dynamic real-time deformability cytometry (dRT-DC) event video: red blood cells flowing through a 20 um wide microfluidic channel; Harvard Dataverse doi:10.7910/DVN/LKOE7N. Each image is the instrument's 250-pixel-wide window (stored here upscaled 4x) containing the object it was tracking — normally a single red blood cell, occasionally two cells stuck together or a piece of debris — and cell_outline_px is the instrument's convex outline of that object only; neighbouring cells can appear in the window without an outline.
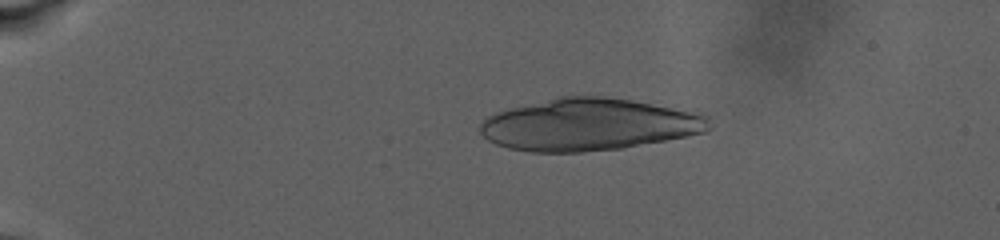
{"species": "human", "species_latin": "Homo sapiens", "temperature_condition": "warm", "stored_images_in_passage": 32, "camera_frame_rate_fps": 3000, "um_per_image_px": 0.085, "donor": {"sex": "male"}, "frame": {"image": 1, "passage_image": 17, "time_ms": 5.333, "image_size_px": [1000, 240], "cell_outline_px": [[712, 128], [708, 132], [624, 148], [580, 152], [528, 152], [508, 148], [496, 144], [488, 140], [480, 132], [480, 124], [488, 116], [496, 112], [508, 108], [556, 96], [604, 96], [696, 108], [704, 112], [708, 116]], "centroid_in_image_um": [50.19, 10.56], "position_along_channel_um": 34.8, "area_um2": 71.21}}